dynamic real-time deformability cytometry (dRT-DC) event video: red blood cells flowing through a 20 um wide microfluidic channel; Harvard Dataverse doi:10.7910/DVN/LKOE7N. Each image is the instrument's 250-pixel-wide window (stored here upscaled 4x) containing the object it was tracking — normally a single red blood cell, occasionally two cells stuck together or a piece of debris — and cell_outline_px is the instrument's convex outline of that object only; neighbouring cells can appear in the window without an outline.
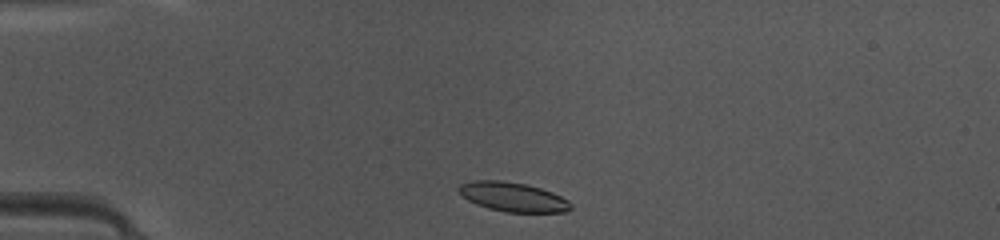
{"species": "common noctule bat (a hibernating species)", "species_latin": "Nyctalus noctula", "temperature_condition": "warm", "stored_images_in_passage": 38, "camera_frame_rate_fps": 3000, "um_per_image_px": 0.085, "animal": {"sex": "female", "body_mass_g": 10.0, "forearm_length_mm": 53.1}, "frame": {"image": 1, "passage_image": 2, "time_ms": 0.333, "image_size_px": [1000, 240], "cell_outline_px": [[572, 208], [568, 212], [504, 212], [488, 208], [476, 204], [468, 200], [456, 188], [460, 184], [472, 180], [500, 180], [524, 184], [540, 188], [552, 192], [568, 200], [572, 204]], "centroid_in_image_um": [43.6, 16.74], "position_along_channel_um": 41.4, "area_um2": 19.13}}
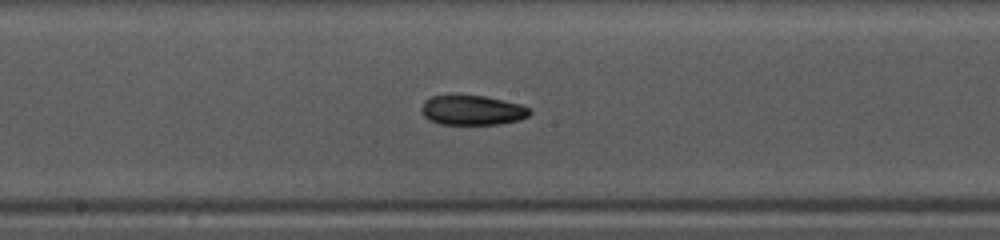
{"frame": {"image": 2, "passage_image": 16, "time_ms": 5.0, "image_size_px": [1000, 240], "cell_outline_px": [[532, 112], [528, 116], [520, 120], [500, 124], [440, 124], [428, 120], [424, 116], [420, 108], [424, 100], [432, 96], [484, 96], [520, 104], [532, 108]], "centroid_in_image_um": [40.16, 9.38], "position_along_channel_um": 208.0, "area_um2": 18.79}}
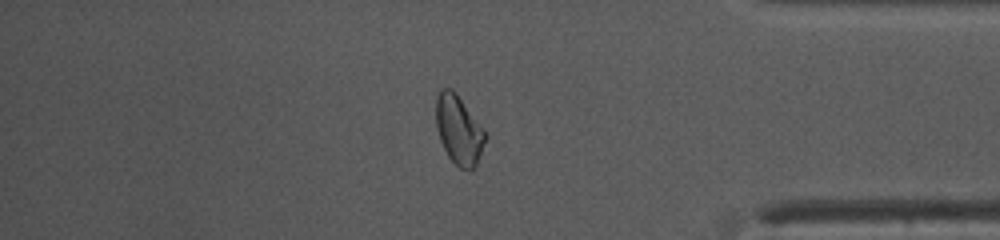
{"frame": {"image": 3, "passage_image": 31, "time_ms": 10.0, "image_size_px": [1000, 240], "cell_outline_px": [[484, 140], [476, 164], [472, 168], [460, 168], [448, 156], [440, 140], [436, 128], [436, 96], [440, 88], [452, 88], [456, 92], [484, 128]], "centroid_in_image_um": [38.95, 10.96], "position_along_channel_um": 396.2, "area_um2": 19.48}, "authors_computed_cell_mechanics": {"area_um2": 19.0451, "velocity_mm_per_s": 4.1779, "shape_relaxation_time_tau1_ms": null, "shape_relaxation_time_tau2_ms": 6.2112, "deformation_change_tau1": null, "deformation_change_tau2": 0.1164}}